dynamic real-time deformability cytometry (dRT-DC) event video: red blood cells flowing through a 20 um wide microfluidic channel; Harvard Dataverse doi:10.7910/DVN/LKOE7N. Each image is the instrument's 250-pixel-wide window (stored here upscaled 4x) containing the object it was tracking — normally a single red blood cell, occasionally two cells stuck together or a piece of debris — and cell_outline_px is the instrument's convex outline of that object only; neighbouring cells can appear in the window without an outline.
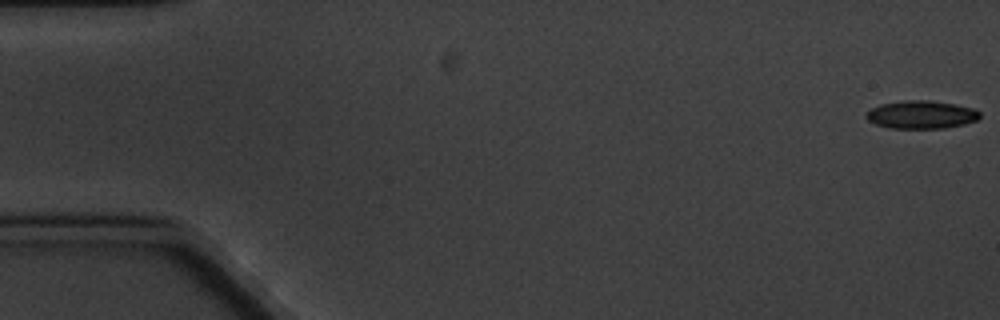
{"species": "common noctule bat (a hibernating species)", "species_latin": "Nyctalus noctula", "temperature_condition": "cold", "stored_images_in_passage": 8, "camera_frame_rate_fps": 3000, "um_per_image_px": 0.085, "animal": {"sex": "male", "body_mass_g": 20.1, "forearm_length_mm": 53.5}, "frame": {"image": 1, "passage_image": 1, "time_ms": 0.0, "image_size_px": [1000, 320], "cell_outline_px": [[980, 116], [976, 120], [964, 124], [944, 128], [892, 128], [876, 124], [868, 120], [864, 116], [872, 108], [880, 104], [904, 100], [928, 100], [956, 104], [972, 108], [980, 112]], "centroid_in_image_um": [78.31, 9.74], "position_along_channel_um": 6.7, "area_um2": 18.44}}
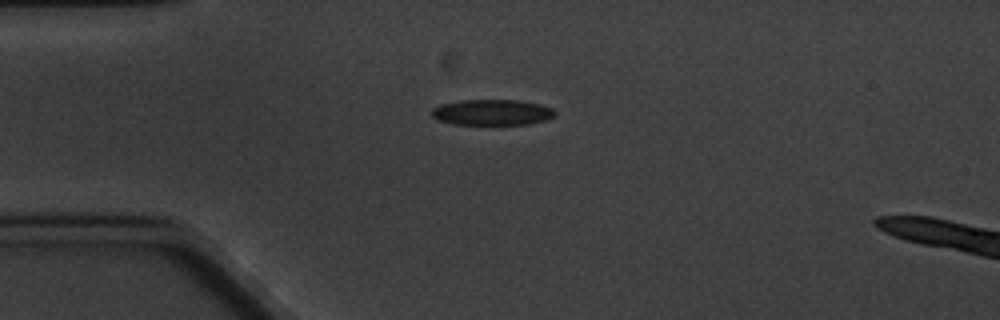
{"frame": {"image": 2, "passage_image": 5, "time_ms": 4.667, "image_size_px": [1000, 320], "cell_outline_px": [[556, 116], [544, 120], [528, 124], [452, 124], [436, 120], [432, 116], [432, 108], [440, 104], [460, 100], [520, 100], [540, 104], [552, 108], [556, 112]], "centroid_in_image_um": [41.81, 9.54], "position_along_channel_um": 43.2, "area_um2": 18.61}}
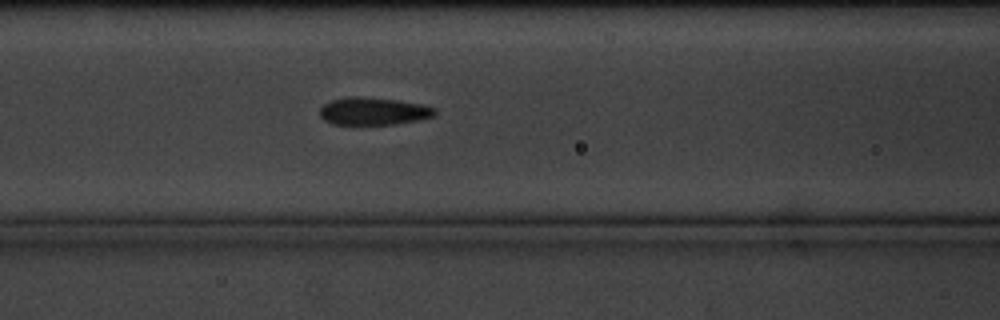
{"frame": {"image": 3, "passage_image": 8, "time_ms": 8.0, "image_size_px": [1000, 320], "cell_outline_px": [[436, 112], [432, 116], [416, 120], [392, 124], [332, 124], [324, 120], [320, 116], [320, 108], [324, 104], [332, 100], [352, 96], [356, 96], [396, 100], [420, 104], [436, 108]], "centroid_in_image_um": [31.7, 9.45], "position_along_channel_um": 134.9, "area_um2": 18.15}}